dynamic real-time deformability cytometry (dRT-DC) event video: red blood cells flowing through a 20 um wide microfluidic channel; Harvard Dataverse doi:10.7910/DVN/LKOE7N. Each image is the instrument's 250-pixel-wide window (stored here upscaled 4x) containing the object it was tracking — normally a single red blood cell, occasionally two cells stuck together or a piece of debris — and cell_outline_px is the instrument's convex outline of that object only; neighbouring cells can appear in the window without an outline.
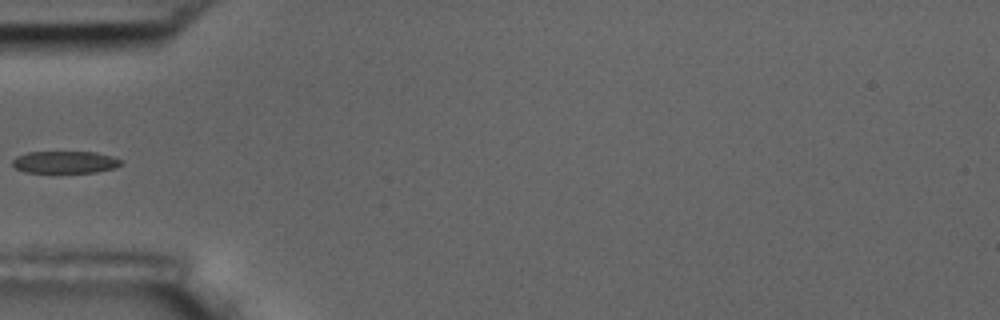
{"species": "common noctule bat (a hibernating species)", "species_latin": "Nyctalus noctula", "temperature_condition": "room temperature", "stored_images_in_passage": 4, "camera_frame_rate_fps": 3000, "um_per_image_px": 0.085, "animal": {"sex": "male", "body_mass_g": 17.5, "forearm_length_mm": 52.3}, "frame": {"image": 1, "passage_image": 3, "time_ms": 3.333, "image_size_px": [1000, 320], "cell_outline_px": [[124, 164], [116, 168], [96, 172], [24, 172], [16, 168], [12, 164], [12, 160], [16, 156], [28, 152], [96, 152], [112, 156], [124, 160]], "centroid_in_image_um": [5.58, 13.78], "position_along_channel_um": 79.4, "area_um2": 14.16}}